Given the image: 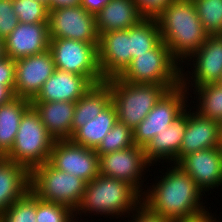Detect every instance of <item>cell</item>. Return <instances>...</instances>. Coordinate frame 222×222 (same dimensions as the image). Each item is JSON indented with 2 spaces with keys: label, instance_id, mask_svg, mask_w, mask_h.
Returning a JSON list of instances; mask_svg holds the SVG:
<instances>
[{
  "label": "cell",
  "instance_id": "19",
  "mask_svg": "<svg viewBox=\"0 0 222 222\" xmlns=\"http://www.w3.org/2000/svg\"><path fill=\"white\" fill-rule=\"evenodd\" d=\"M93 85L88 77L56 69L32 101L76 102Z\"/></svg>",
  "mask_w": 222,
  "mask_h": 222
},
{
  "label": "cell",
  "instance_id": "2",
  "mask_svg": "<svg viewBox=\"0 0 222 222\" xmlns=\"http://www.w3.org/2000/svg\"><path fill=\"white\" fill-rule=\"evenodd\" d=\"M155 19L162 41L181 67L209 36L192 0H173Z\"/></svg>",
  "mask_w": 222,
  "mask_h": 222
},
{
  "label": "cell",
  "instance_id": "26",
  "mask_svg": "<svg viewBox=\"0 0 222 222\" xmlns=\"http://www.w3.org/2000/svg\"><path fill=\"white\" fill-rule=\"evenodd\" d=\"M31 101L15 97L0 106V154L4 157L12 148L21 118Z\"/></svg>",
  "mask_w": 222,
  "mask_h": 222
},
{
  "label": "cell",
  "instance_id": "37",
  "mask_svg": "<svg viewBox=\"0 0 222 222\" xmlns=\"http://www.w3.org/2000/svg\"><path fill=\"white\" fill-rule=\"evenodd\" d=\"M0 85H15V60L8 56L0 60Z\"/></svg>",
  "mask_w": 222,
  "mask_h": 222
},
{
  "label": "cell",
  "instance_id": "13",
  "mask_svg": "<svg viewBox=\"0 0 222 222\" xmlns=\"http://www.w3.org/2000/svg\"><path fill=\"white\" fill-rule=\"evenodd\" d=\"M48 162L86 183L99 175V156L95 149L75 144L70 139L55 140Z\"/></svg>",
  "mask_w": 222,
  "mask_h": 222
},
{
  "label": "cell",
  "instance_id": "21",
  "mask_svg": "<svg viewBox=\"0 0 222 222\" xmlns=\"http://www.w3.org/2000/svg\"><path fill=\"white\" fill-rule=\"evenodd\" d=\"M144 18L134 0H111L95 16V23L98 34H102L127 30Z\"/></svg>",
  "mask_w": 222,
  "mask_h": 222
},
{
  "label": "cell",
  "instance_id": "23",
  "mask_svg": "<svg viewBox=\"0 0 222 222\" xmlns=\"http://www.w3.org/2000/svg\"><path fill=\"white\" fill-rule=\"evenodd\" d=\"M30 190V171L6 158L0 160V216Z\"/></svg>",
  "mask_w": 222,
  "mask_h": 222
},
{
  "label": "cell",
  "instance_id": "40",
  "mask_svg": "<svg viewBox=\"0 0 222 222\" xmlns=\"http://www.w3.org/2000/svg\"><path fill=\"white\" fill-rule=\"evenodd\" d=\"M214 216L216 215H213V213H209V210H207V212L203 213L202 215L190 219H183L176 222H221L220 218L217 220V218Z\"/></svg>",
  "mask_w": 222,
  "mask_h": 222
},
{
  "label": "cell",
  "instance_id": "32",
  "mask_svg": "<svg viewBox=\"0 0 222 222\" xmlns=\"http://www.w3.org/2000/svg\"><path fill=\"white\" fill-rule=\"evenodd\" d=\"M13 9L22 23H48V7L38 0H13Z\"/></svg>",
  "mask_w": 222,
  "mask_h": 222
},
{
  "label": "cell",
  "instance_id": "43",
  "mask_svg": "<svg viewBox=\"0 0 222 222\" xmlns=\"http://www.w3.org/2000/svg\"><path fill=\"white\" fill-rule=\"evenodd\" d=\"M219 140L220 144H222V121L219 122Z\"/></svg>",
  "mask_w": 222,
  "mask_h": 222
},
{
  "label": "cell",
  "instance_id": "16",
  "mask_svg": "<svg viewBox=\"0 0 222 222\" xmlns=\"http://www.w3.org/2000/svg\"><path fill=\"white\" fill-rule=\"evenodd\" d=\"M98 63L105 80L118 77L131 63L130 28L99 34Z\"/></svg>",
  "mask_w": 222,
  "mask_h": 222
},
{
  "label": "cell",
  "instance_id": "20",
  "mask_svg": "<svg viewBox=\"0 0 222 222\" xmlns=\"http://www.w3.org/2000/svg\"><path fill=\"white\" fill-rule=\"evenodd\" d=\"M189 108V109H188ZM187 107V127L181 143L180 159L184 155L220 146L219 122L200 116Z\"/></svg>",
  "mask_w": 222,
  "mask_h": 222
},
{
  "label": "cell",
  "instance_id": "31",
  "mask_svg": "<svg viewBox=\"0 0 222 222\" xmlns=\"http://www.w3.org/2000/svg\"><path fill=\"white\" fill-rule=\"evenodd\" d=\"M0 222H36V195L29 190L3 212Z\"/></svg>",
  "mask_w": 222,
  "mask_h": 222
},
{
  "label": "cell",
  "instance_id": "29",
  "mask_svg": "<svg viewBox=\"0 0 222 222\" xmlns=\"http://www.w3.org/2000/svg\"><path fill=\"white\" fill-rule=\"evenodd\" d=\"M209 35H222V0H192Z\"/></svg>",
  "mask_w": 222,
  "mask_h": 222
},
{
  "label": "cell",
  "instance_id": "34",
  "mask_svg": "<svg viewBox=\"0 0 222 222\" xmlns=\"http://www.w3.org/2000/svg\"><path fill=\"white\" fill-rule=\"evenodd\" d=\"M13 0H0V38L5 39L18 25Z\"/></svg>",
  "mask_w": 222,
  "mask_h": 222
},
{
  "label": "cell",
  "instance_id": "4",
  "mask_svg": "<svg viewBox=\"0 0 222 222\" xmlns=\"http://www.w3.org/2000/svg\"><path fill=\"white\" fill-rule=\"evenodd\" d=\"M111 89L117 121L132 131L141 123L161 97L179 85L131 84L113 77L105 80Z\"/></svg>",
  "mask_w": 222,
  "mask_h": 222
},
{
  "label": "cell",
  "instance_id": "44",
  "mask_svg": "<svg viewBox=\"0 0 222 222\" xmlns=\"http://www.w3.org/2000/svg\"><path fill=\"white\" fill-rule=\"evenodd\" d=\"M38 1L45 4L48 7V9H51V0H38Z\"/></svg>",
  "mask_w": 222,
  "mask_h": 222
},
{
  "label": "cell",
  "instance_id": "36",
  "mask_svg": "<svg viewBox=\"0 0 222 222\" xmlns=\"http://www.w3.org/2000/svg\"><path fill=\"white\" fill-rule=\"evenodd\" d=\"M131 214L127 216L128 222H175L169 218H164L162 216L149 212L142 204L133 212H131Z\"/></svg>",
  "mask_w": 222,
  "mask_h": 222
},
{
  "label": "cell",
  "instance_id": "3",
  "mask_svg": "<svg viewBox=\"0 0 222 222\" xmlns=\"http://www.w3.org/2000/svg\"><path fill=\"white\" fill-rule=\"evenodd\" d=\"M141 196L129 183L99 174L95 179L86 183L81 202L74 211L75 220L78 222L77 220L83 213V215L87 213L86 217L88 214L89 216H93V214L99 216L100 214L109 216L110 219L111 217L114 219L115 216V220L120 217H122L121 219L126 218L141 205ZM81 221L85 222L80 218L79 222Z\"/></svg>",
  "mask_w": 222,
  "mask_h": 222
},
{
  "label": "cell",
  "instance_id": "9",
  "mask_svg": "<svg viewBox=\"0 0 222 222\" xmlns=\"http://www.w3.org/2000/svg\"><path fill=\"white\" fill-rule=\"evenodd\" d=\"M189 95L193 98L192 94L181 84L176 88L168 90L146 118L132 131L134 145L145 148L154 136L167 129L192 103Z\"/></svg>",
  "mask_w": 222,
  "mask_h": 222
},
{
  "label": "cell",
  "instance_id": "14",
  "mask_svg": "<svg viewBox=\"0 0 222 222\" xmlns=\"http://www.w3.org/2000/svg\"><path fill=\"white\" fill-rule=\"evenodd\" d=\"M55 70L49 50L15 60V96L32 101Z\"/></svg>",
  "mask_w": 222,
  "mask_h": 222
},
{
  "label": "cell",
  "instance_id": "39",
  "mask_svg": "<svg viewBox=\"0 0 222 222\" xmlns=\"http://www.w3.org/2000/svg\"><path fill=\"white\" fill-rule=\"evenodd\" d=\"M14 86L15 85H0V106L8 103L16 97L14 93Z\"/></svg>",
  "mask_w": 222,
  "mask_h": 222
},
{
  "label": "cell",
  "instance_id": "8",
  "mask_svg": "<svg viewBox=\"0 0 222 222\" xmlns=\"http://www.w3.org/2000/svg\"><path fill=\"white\" fill-rule=\"evenodd\" d=\"M98 44L66 38H50L49 51L55 68L88 77L94 84L105 81L98 63Z\"/></svg>",
  "mask_w": 222,
  "mask_h": 222
},
{
  "label": "cell",
  "instance_id": "5",
  "mask_svg": "<svg viewBox=\"0 0 222 222\" xmlns=\"http://www.w3.org/2000/svg\"><path fill=\"white\" fill-rule=\"evenodd\" d=\"M55 139L48 133L38 112L31 105L23 114L11 150L4 158L30 172L49 160Z\"/></svg>",
  "mask_w": 222,
  "mask_h": 222
},
{
  "label": "cell",
  "instance_id": "15",
  "mask_svg": "<svg viewBox=\"0 0 222 222\" xmlns=\"http://www.w3.org/2000/svg\"><path fill=\"white\" fill-rule=\"evenodd\" d=\"M205 194L222 186V151L220 146L184 155L177 163Z\"/></svg>",
  "mask_w": 222,
  "mask_h": 222
},
{
  "label": "cell",
  "instance_id": "24",
  "mask_svg": "<svg viewBox=\"0 0 222 222\" xmlns=\"http://www.w3.org/2000/svg\"><path fill=\"white\" fill-rule=\"evenodd\" d=\"M112 102L110 85L104 81L93 85L75 102L72 134L92 120Z\"/></svg>",
  "mask_w": 222,
  "mask_h": 222
},
{
  "label": "cell",
  "instance_id": "41",
  "mask_svg": "<svg viewBox=\"0 0 222 222\" xmlns=\"http://www.w3.org/2000/svg\"><path fill=\"white\" fill-rule=\"evenodd\" d=\"M80 0H51V9L63 6L79 5Z\"/></svg>",
  "mask_w": 222,
  "mask_h": 222
},
{
  "label": "cell",
  "instance_id": "6",
  "mask_svg": "<svg viewBox=\"0 0 222 222\" xmlns=\"http://www.w3.org/2000/svg\"><path fill=\"white\" fill-rule=\"evenodd\" d=\"M118 78L131 84L180 85L181 65L161 41L154 49L133 58Z\"/></svg>",
  "mask_w": 222,
  "mask_h": 222
},
{
  "label": "cell",
  "instance_id": "28",
  "mask_svg": "<svg viewBox=\"0 0 222 222\" xmlns=\"http://www.w3.org/2000/svg\"><path fill=\"white\" fill-rule=\"evenodd\" d=\"M161 41V34L155 17H145L137 25L130 27L132 59L154 49Z\"/></svg>",
  "mask_w": 222,
  "mask_h": 222
},
{
  "label": "cell",
  "instance_id": "30",
  "mask_svg": "<svg viewBox=\"0 0 222 222\" xmlns=\"http://www.w3.org/2000/svg\"><path fill=\"white\" fill-rule=\"evenodd\" d=\"M133 143L132 130L123 123L117 121L114 127L105 135L95 152L98 156L130 148Z\"/></svg>",
  "mask_w": 222,
  "mask_h": 222
},
{
  "label": "cell",
  "instance_id": "33",
  "mask_svg": "<svg viewBox=\"0 0 222 222\" xmlns=\"http://www.w3.org/2000/svg\"><path fill=\"white\" fill-rule=\"evenodd\" d=\"M36 222H76L74 211L67 206L43 201L36 196Z\"/></svg>",
  "mask_w": 222,
  "mask_h": 222
},
{
  "label": "cell",
  "instance_id": "12",
  "mask_svg": "<svg viewBox=\"0 0 222 222\" xmlns=\"http://www.w3.org/2000/svg\"><path fill=\"white\" fill-rule=\"evenodd\" d=\"M150 166L144 148L137 145L99 156V174L129 183L141 195L147 188L143 179Z\"/></svg>",
  "mask_w": 222,
  "mask_h": 222
},
{
  "label": "cell",
  "instance_id": "42",
  "mask_svg": "<svg viewBox=\"0 0 222 222\" xmlns=\"http://www.w3.org/2000/svg\"><path fill=\"white\" fill-rule=\"evenodd\" d=\"M6 56L4 40L0 38V60Z\"/></svg>",
  "mask_w": 222,
  "mask_h": 222
},
{
  "label": "cell",
  "instance_id": "17",
  "mask_svg": "<svg viewBox=\"0 0 222 222\" xmlns=\"http://www.w3.org/2000/svg\"><path fill=\"white\" fill-rule=\"evenodd\" d=\"M6 56L19 58L44 53L49 50L48 23H22L4 39Z\"/></svg>",
  "mask_w": 222,
  "mask_h": 222
},
{
  "label": "cell",
  "instance_id": "35",
  "mask_svg": "<svg viewBox=\"0 0 222 222\" xmlns=\"http://www.w3.org/2000/svg\"><path fill=\"white\" fill-rule=\"evenodd\" d=\"M145 17H156L173 0H134Z\"/></svg>",
  "mask_w": 222,
  "mask_h": 222
},
{
  "label": "cell",
  "instance_id": "27",
  "mask_svg": "<svg viewBox=\"0 0 222 222\" xmlns=\"http://www.w3.org/2000/svg\"><path fill=\"white\" fill-rule=\"evenodd\" d=\"M193 89V93L192 90ZM194 95L192 106L195 112L200 116L215 120L222 121V87L216 84H207L198 86L196 88L186 89ZM190 90V91H189ZM196 108V109H195Z\"/></svg>",
  "mask_w": 222,
  "mask_h": 222
},
{
  "label": "cell",
  "instance_id": "11",
  "mask_svg": "<svg viewBox=\"0 0 222 222\" xmlns=\"http://www.w3.org/2000/svg\"><path fill=\"white\" fill-rule=\"evenodd\" d=\"M187 61L185 67L190 65L193 69L185 72L181 67V85L185 89L216 84L222 76V35H209Z\"/></svg>",
  "mask_w": 222,
  "mask_h": 222
},
{
  "label": "cell",
  "instance_id": "38",
  "mask_svg": "<svg viewBox=\"0 0 222 222\" xmlns=\"http://www.w3.org/2000/svg\"><path fill=\"white\" fill-rule=\"evenodd\" d=\"M111 0H80V6H82L87 12L96 16L101 9Z\"/></svg>",
  "mask_w": 222,
  "mask_h": 222
},
{
  "label": "cell",
  "instance_id": "45",
  "mask_svg": "<svg viewBox=\"0 0 222 222\" xmlns=\"http://www.w3.org/2000/svg\"><path fill=\"white\" fill-rule=\"evenodd\" d=\"M217 84L222 87V76L220 77V79H219V81L217 82Z\"/></svg>",
  "mask_w": 222,
  "mask_h": 222
},
{
  "label": "cell",
  "instance_id": "18",
  "mask_svg": "<svg viewBox=\"0 0 222 222\" xmlns=\"http://www.w3.org/2000/svg\"><path fill=\"white\" fill-rule=\"evenodd\" d=\"M187 127V108L167 129L157 134L144 148L146 160L156 163H177L180 160L181 143ZM165 160V161H164ZM168 161V162H167ZM173 161V162H172Z\"/></svg>",
  "mask_w": 222,
  "mask_h": 222
},
{
  "label": "cell",
  "instance_id": "7",
  "mask_svg": "<svg viewBox=\"0 0 222 222\" xmlns=\"http://www.w3.org/2000/svg\"><path fill=\"white\" fill-rule=\"evenodd\" d=\"M86 182L54 168L48 161L30 172V190L41 200L58 203L75 211L85 191Z\"/></svg>",
  "mask_w": 222,
  "mask_h": 222
},
{
  "label": "cell",
  "instance_id": "10",
  "mask_svg": "<svg viewBox=\"0 0 222 222\" xmlns=\"http://www.w3.org/2000/svg\"><path fill=\"white\" fill-rule=\"evenodd\" d=\"M48 29L50 38H66L92 44L99 42L95 16L80 5L49 9Z\"/></svg>",
  "mask_w": 222,
  "mask_h": 222
},
{
  "label": "cell",
  "instance_id": "22",
  "mask_svg": "<svg viewBox=\"0 0 222 222\" xmlns=\"http://www.w3.org/2000/svg\"><path fill=\"white\" fill-rule=\"evenodd\" d=\"M38 112L48 133L55 140H66L72 137V122L75 102L31 101Z\"/></svg>",
  "mask_w": 222,
  "mask_h": 222
},
{
  "label": "cell",
  "instance_id": "1",
  "mask_svg": "<svg viewBox=\"0 0 222 222\" xmlns=\"http://www.w3.org/2000/svg\"><path fill=\"white\" fill-rule=\"evenodd\" d=\"M166 169L165 173L159 170L162 175L156 178L160 180L154 178L155 184L143 191L141 204L149 212L175 222L207 212V205L203 202L205 194L195 181L176 163H171Z\"/></svg>",
  "mask_w": 222,
  "mask_h": 222
},
{
  "label": "cell",
  "instance_id": "25",
  "mask_svg": "<svg viewBox=\"0 0 222 222\" xmlns=\"http://www.w3.org/2000/svg\"><path fill=\"white\" fill-rule=\"evenodd\" d=\"M116 123L117 113L114 104L111 102L100 114L78 128L72 134L70 140L86 148L96 149Z\"/></svg>",
  "mask_w": 222,
  "mask_h": 222
}]
</instances>
